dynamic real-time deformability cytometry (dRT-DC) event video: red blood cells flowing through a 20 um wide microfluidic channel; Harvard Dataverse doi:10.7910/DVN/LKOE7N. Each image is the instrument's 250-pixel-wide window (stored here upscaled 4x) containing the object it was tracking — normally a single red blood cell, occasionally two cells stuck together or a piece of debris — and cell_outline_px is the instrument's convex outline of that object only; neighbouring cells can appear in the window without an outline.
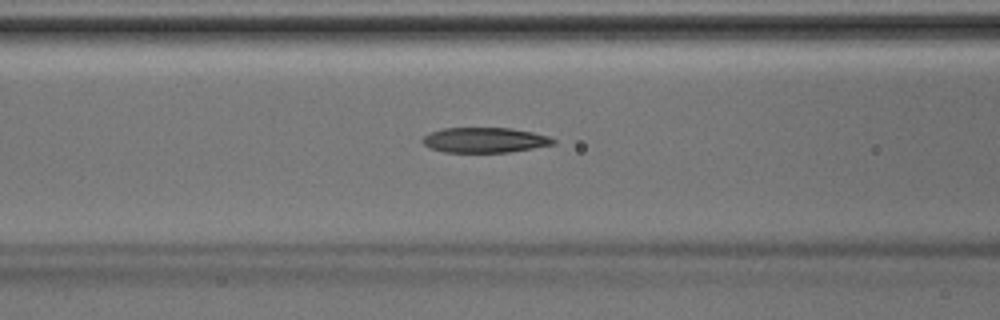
{"species": "Egyptian fruit bat (a non-hibernating species)", "species_latin": "Rousettus aegyptiacus", "temperature_condition": "room temperature", "stored_images_in_passage": 28, "camera_frame_rate_fps": 3000, "um_per_image_px": 0.085, "animal": {"sex": "male"}, "frame": {"image": 1, "passage_image": 8, "time_ms": 2.333, "image_size_px": [1000, 320], "cell_outline_px": [[556, 144], [508, 152], [444, 152], [428, 148], [420, 140], [428, 132], [444, 128], [512, 128], [532, 132], [548, 136], [556, 140]], "centroid_in_image_um": [41.16, 11.9], "position_along_channel_um": 125.4, "area_um2": 19.25}}
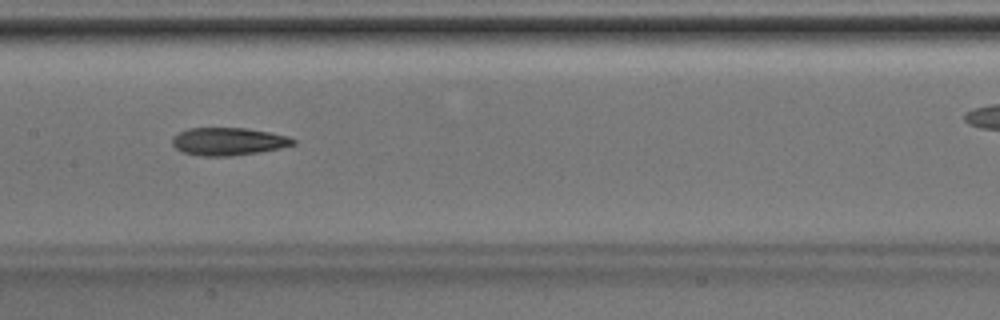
{"frame": {"image": 2, "passage_image": 12, "time_ms": 3.667, "image_size_px": [1000, 320], "cell_outline_px": [[296, 144], [280, 148], [260, 152], [228, 156], [200, 156], [184, 152], [176, 148], [172, 144], [172, 136], [188, 128], [244, 128], [268, 132], [288, 136], [296, 140]], "centroid_in_image_um": [19.4, 12.02], "position_along_channel_um": 188.0, "area_um2": 19.48}}
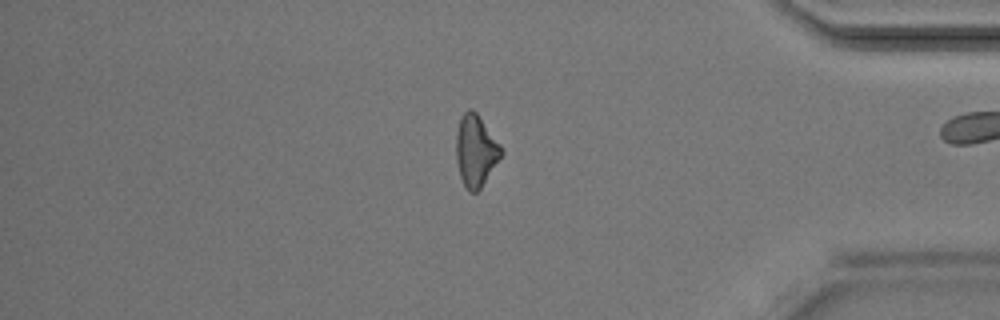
{"frame": {"image": 3, "passage_image": 27, "time_ms": 8.667, "image_size_px": [1000, 320], "cell_outline_px": [[504, 152], [480, 188], [476, 192], [468, 192], [460, 176], [456, 160], [456, 132], [460, 116], [468, 108], [472, 108], [476, 112], [504, 148]], "centroid_in_image_um": [40.43, 12.77], "position_along_channel_um": 394.8, "area_um2": 18.9}}